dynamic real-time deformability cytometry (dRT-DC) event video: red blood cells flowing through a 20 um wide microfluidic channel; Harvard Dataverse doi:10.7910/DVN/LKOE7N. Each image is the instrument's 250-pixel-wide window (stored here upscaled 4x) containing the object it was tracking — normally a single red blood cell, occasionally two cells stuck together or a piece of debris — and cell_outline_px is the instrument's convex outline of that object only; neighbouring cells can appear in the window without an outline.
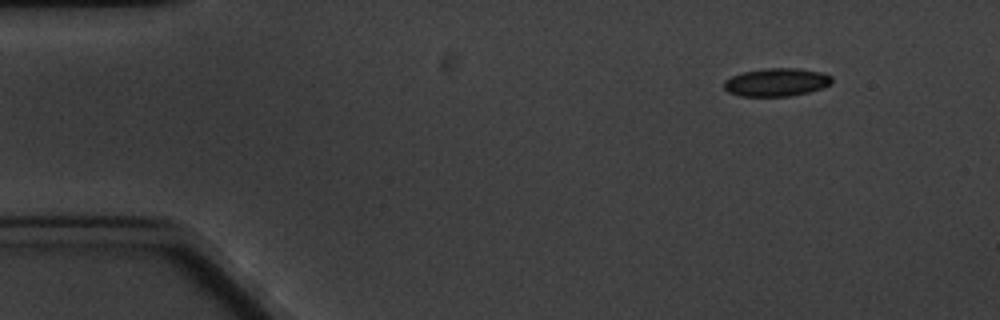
{"species": "common noctule bat (a hibernating species)", "species_latin": "Nyctalus noctula", "temperature_condition": "cold", "stored_images_in_passage": 4, "camera_frame_rate_fps": 3000, "um_per_image_px": 0.085, "animal": {"sex": "male", "body_mass_g": 20.1, "forearm_length_mm": 53.5}, "frame": {"image": 1, "passage_image": 1, "time_ms": 0.0, "image_size_px": [1000, 320], "cell_outline_px": [[832, 84], [808, 92], [788, 96], [740, 96], [728, 92], [724, 88], [724, 80], [732, 76], [744, 72], [764, 68], [796, 68], [820, 72], [832, 76]], "centroid_in_image_um": [65.99, 6.99], "position_along_channel_um": 19.0, "area_um2": 17.57}}
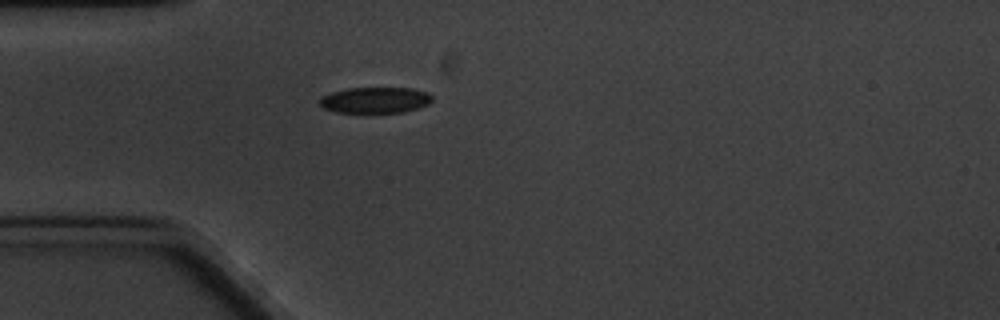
{"frame": {"image": 2, "passage_image": 4, "time_ms": 3.333, "image_size_px": [1000, 320], "cell_outline_px": [[432, 100], [428, 104], [404, 112], [368, 116], [336, 112], [324, 108], [320, 104], [320, 96], [332, 92], [348, 88], [412, 88], [428, 92], [432, 96]], "centroid_in_image_um": [31.87, 8.56], "position_along_channel_um": 53.1, "area_um2": 17.92}}